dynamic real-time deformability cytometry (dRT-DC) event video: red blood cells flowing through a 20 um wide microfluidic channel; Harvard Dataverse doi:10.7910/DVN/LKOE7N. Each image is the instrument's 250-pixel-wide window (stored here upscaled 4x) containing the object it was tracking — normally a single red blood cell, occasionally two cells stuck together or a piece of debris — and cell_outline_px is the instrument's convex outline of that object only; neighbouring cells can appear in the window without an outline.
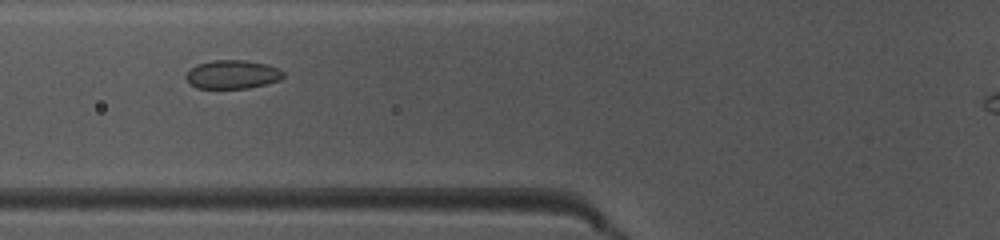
{"species": "common noctule bat (a hibernating species)", "species_latin": "Nyctalus noctula", "temperature_condition": "warm", "stored_images_in_passage": 31, "camera_frame_rate_fps": 3000, "um_per_image_px": 0.085, "animal": {"sex": "female", "body_mass_g": 10.0, "forearm_length_mm": 53.1}, "frame": {"image": 1, "passage_image": 7, "time_ms": 2.0, "image_size_px": [1000, 240], "cell_outline_px": [[284, 76], [280, 80], [248, 88], [196, 88], [184, 76], [196, 64], [212, 60], [244, 60], [268, 64], [280, 68], [284, 72]], "centroid_in_image_um": [19.79, 6.31], "position_along_channel_um": 106.0, "area_um2": 16.24}}
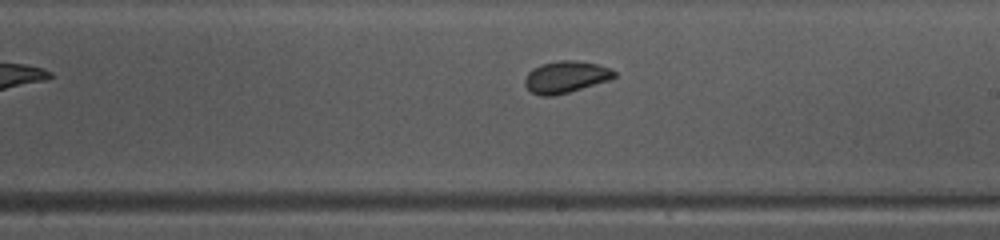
{"frame": {"image": 2, "passage_image": 17, "time_ms": 5.333, "image_size_px": [1000, 240], "cell_outline_px": [[616, 76], [608, 80], [568, 92], [552, 96], [540, 96], [532, 92], [524, 84], [524, 80], [528, 72], [532, 68], [540, 64], [560, 60], [576, 60], [596, 64], [612, 68], [616, 72]], "centroid_in_image_um": [48.07, 6.53], "position_along_channel_um": 240.9, "area_um2": 16.53}}
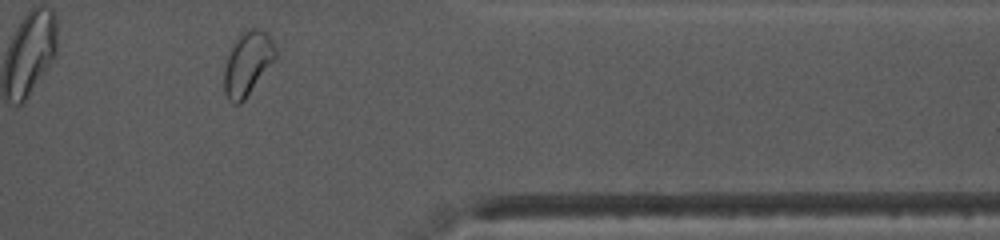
{"frame": {"image": 3, "passage_image": 29, "time_ms": 9.333, "image_size_px": [1000, 240], "cell_outline_px": [[276, 56], [244, 100], [240, 104], [232, 104], [228, 100], [224, 92], [224, 68], [228, 48], [236, 36], [240, 32], [248, 28], [260, 28], [272, 40], [276, 48]], "centroid_in_image_um": [20.98, 5.36], "position_along_channel_um": 390.4, "area_um2": 19.25}, "authors_computed_cell_mechanics": {"area_um2": 16.5886, "velocity_mm_per_s": 4.0356, "shape_relaxation_time_tau1_ms": 6.708, "shape_relaxation_time_tau2_ms": 1.4094, "deformation_change_tau1": 0.122, "deformation_change_tau2": 0.0595}}